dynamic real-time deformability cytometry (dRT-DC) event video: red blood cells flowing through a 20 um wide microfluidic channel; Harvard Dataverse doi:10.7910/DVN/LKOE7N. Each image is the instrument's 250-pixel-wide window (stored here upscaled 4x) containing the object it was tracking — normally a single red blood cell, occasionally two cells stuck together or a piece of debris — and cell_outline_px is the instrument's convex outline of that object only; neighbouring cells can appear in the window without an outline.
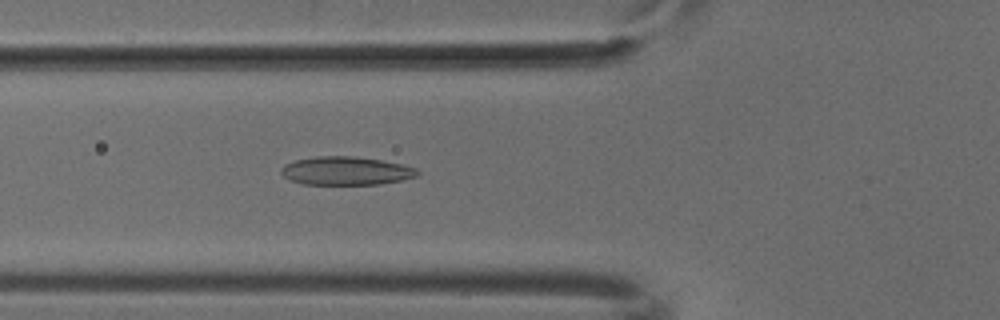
{"species": "common noctule bat (a hibernating species)", "species_latin": "Nyctalus noctula", "temperature_condition": "cold", "stored_images_in_passage": 43, "camera_frame_rate_fps": 3000, "um_per_image_px": 0.085, "animal": {"sex": "male", "body_mass_g": 18.8}, "frame": {"image": 1, "passage_image": 11, "time_ms": 3.333, "image_size_px": [1000, 320], "cell_outline_px": [[420, 176], [404, 180], [380, 184], [304, 184], [288, 180], [280, 172], [280, 168], [284, 164], [296, 160], [316, 156], [352, 156], [380, 160], [400, 164], [416, 168], [420, 172]], "centroid_in_image_um": [29.41, 14.53], "position_along_channel_um": 96.4, "area_um2": 22.66}}
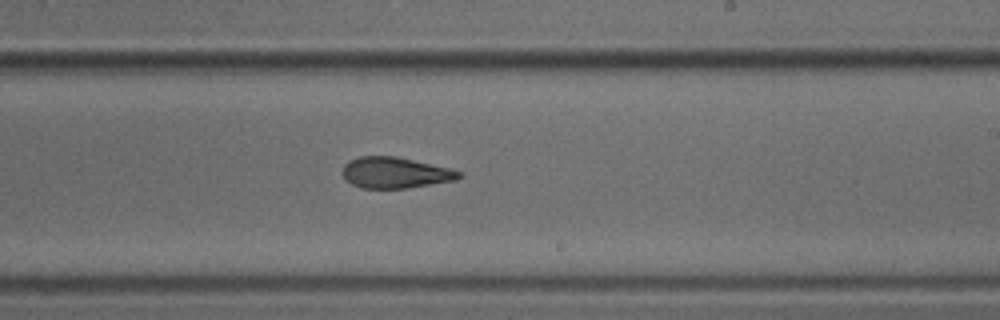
{"frame": {"image": 2, "passage_image": 23, "time_ms": 7.333, "image_size_px": [1000, 320], "cell_outline_px": [[464, 176], [456, 180], [408, 188], [360, 188], [352, 184], [344, 176], [344, 164], [348, 160], [360, 156], [396, 156], [448, 168], [464, 172]], "centroid_in_image_um": [33.63, 14.68], "position_along_channel_um": 255.4, "area_um2": 20.98}}
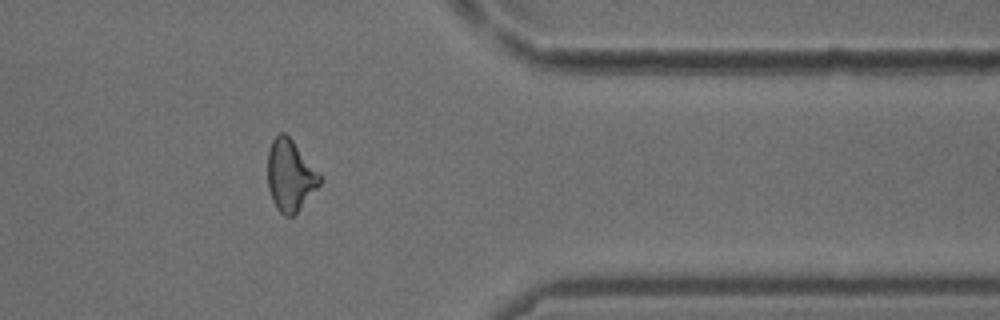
{"frame": {"image": 3, "passage_image": 34, "time_ms": 11.0, "image_size_px": [1000, 320], "cell_outline_px": [[320, 184], [300, 208], [292, 216], [284, 216], [276, 208], [272, 200], [268, 188], [268, 148], [272, 140], [280, 132], [284, 132], [292, 140], [320, 176]], "centroid_in_image_um": [24.62, 14.92], "position_along_channel_um": 386.8, "area_um2": 21.15}}